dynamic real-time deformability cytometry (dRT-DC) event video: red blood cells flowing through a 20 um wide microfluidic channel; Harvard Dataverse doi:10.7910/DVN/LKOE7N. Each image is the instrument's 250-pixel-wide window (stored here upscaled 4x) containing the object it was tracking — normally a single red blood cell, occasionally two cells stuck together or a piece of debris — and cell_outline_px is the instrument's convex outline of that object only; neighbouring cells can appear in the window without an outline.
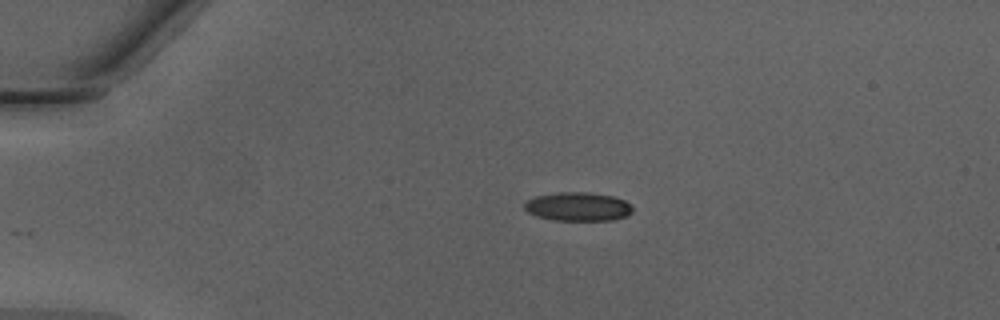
{"species": "Egyptian fruit bat (a non-hibernating species)", "species_latin": "Rousettus aegyptiacus", "temperature_condition": "warm", "stored_images_in_passage": 38, "camera_frame_rate_fps": 3000, "um_per_image_px": 0.085, "animal": {"sex": "male"}, "frame": {"image": 1, "passage_image": 1, "time_ms": 0.0, "image_size_px": [1000, 320], "cell_outline_px": [[632, 212], [628, 216], [612, 220], [552, 220], [536, 216], [528, 212], [524, 208], [524, 204], [528, 200], [536, 196], [560, 192], [588, 192], [612, 196], [624, 200], [632, 208]], "centroid_in_image_um": [49.12, 17.57], "position_along_channel_um": 35.9, "area_um2": 18.03}}
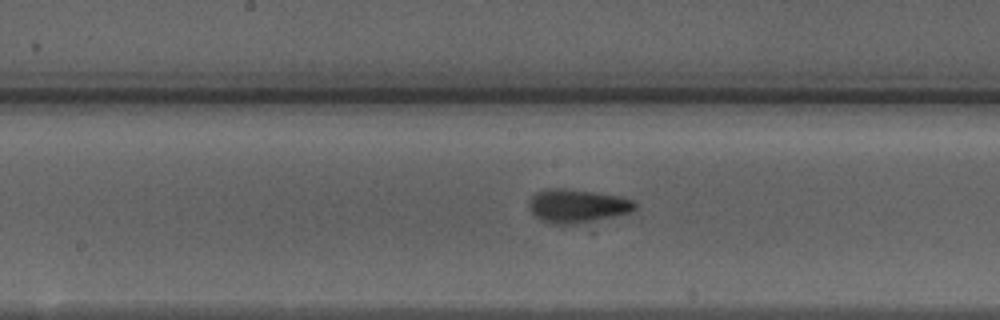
{"frame": {"image": 2, "passage_image": 16, "time_ms": 5.0, "image_size_px": [1000, 320], "cell_outline_px": [[636, 208], [632, 212], [576, 224], [556, 224], [544, 220], [536, 216], [528, 208], [528, 200], [536, 192], [548, 188], [564, 188], [592, 192], [616, 196], [632, 200], [636, 204]], "centroid_in_image_um": [49.03, 17.49], "position_along_channel_um": 199.2, "area_um2": 20.4}}
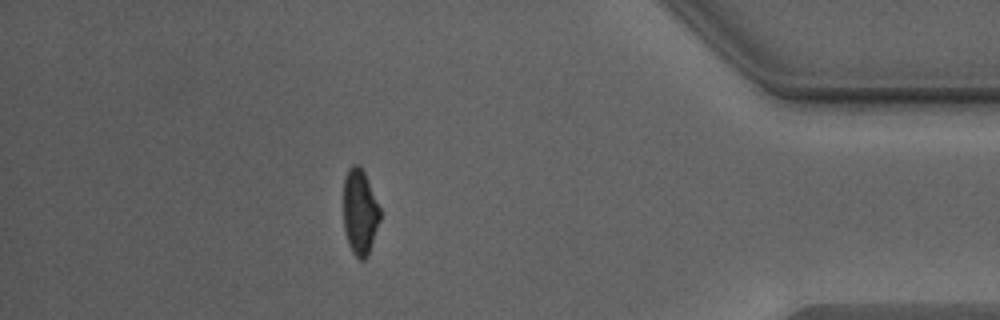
{"frame": {"image": 3, "passage_image": 33, "time_ms": 10.667, "image_size_px": [1000, 320], "cell_outline_px": [[380, 220], [368, 256], [364, 260], [360, 260], [352, 252], [348, 244], [344, 228], [344, 180], [352, 164], [360, 164], [364, 172], [380, 208]], "centroid_in_image_um": [30.59, 18.05], "position_along_channel_um": 404.6, "area_um2": 18.15}, "authors_computed_cell_mechanics": {"area_um2": 18.785, "velocity_mm_per_s": 4.3179, "shape_relaxation_time_tau1_ms": 5.4738, "shape_relaxation_time_tau2_ms": 1.8332, "deformation_change_tau1": 0.1646, "deformation_change_tau2": 0.084}}